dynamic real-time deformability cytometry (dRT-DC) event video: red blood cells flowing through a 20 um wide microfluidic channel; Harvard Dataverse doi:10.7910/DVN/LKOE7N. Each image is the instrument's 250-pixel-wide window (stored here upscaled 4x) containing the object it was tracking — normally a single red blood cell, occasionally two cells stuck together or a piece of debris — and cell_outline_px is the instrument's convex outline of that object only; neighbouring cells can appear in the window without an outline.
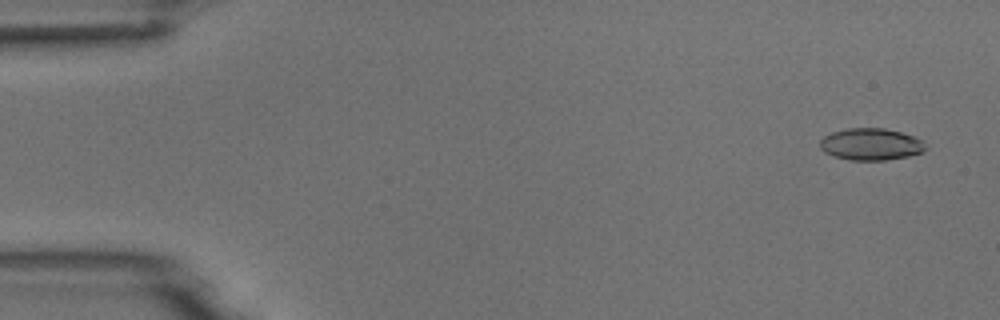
{"species": "common noctule bat (a hibernating species)", "species_latin": "Nyctalus noctula", "temperature_condition": "room temperature", "stored_images_in_passage": 5, "camera_frame_rate_fps": 3000, "um_per_image_px": 0.085, "animal": {"sex": "male", "body_mass_g": 18.8}, "frame": {"image": 1, "passage_image": 1, "time_ms": 0.0, "image_size_px": [1000, 320], "cell_outline_px": [[928, 148], [924, 152], [908, 156], [884, 160], [852, 160], [832, 156], [824, 152], [820, 148], [820, 140], [824, 136], [832, 132], [848, 128], [884, 128], [916, 136], [924, 140]], "centroid_in_image_um": [74.06, 12.26], "position_along_channel_um": 10.9, "area_um2": 19.88}}
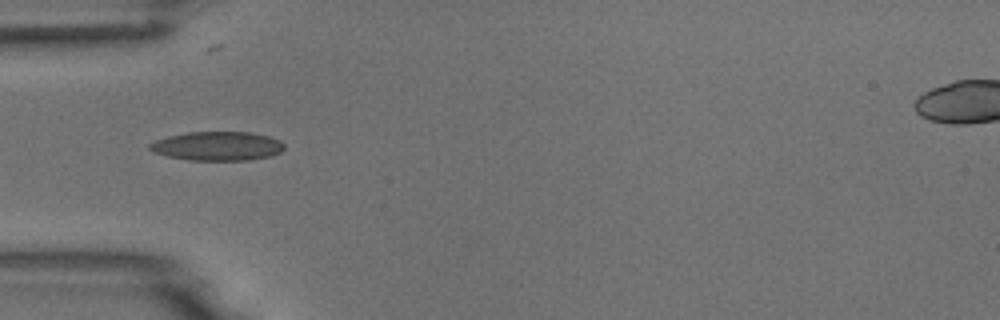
{"frame": {"image": 2, "passage_image": 5, "time_ms": 4.667, "image_size_px": [1000, 320], "cell_outline_px": [[284, 148], [280, 152], [268, 156], [248, 160], [188, 160], [168, 156], [152, 152], [148, 148], [148, 144], [156, 140], [168, 136], [188, 132], [252, 132], [268, 136], [280, 140], [284, 144]], "centroid_in_image_um": [18.45, 12.41], "position_along_channel_um": 66.5, "area_um2": 22.72}}